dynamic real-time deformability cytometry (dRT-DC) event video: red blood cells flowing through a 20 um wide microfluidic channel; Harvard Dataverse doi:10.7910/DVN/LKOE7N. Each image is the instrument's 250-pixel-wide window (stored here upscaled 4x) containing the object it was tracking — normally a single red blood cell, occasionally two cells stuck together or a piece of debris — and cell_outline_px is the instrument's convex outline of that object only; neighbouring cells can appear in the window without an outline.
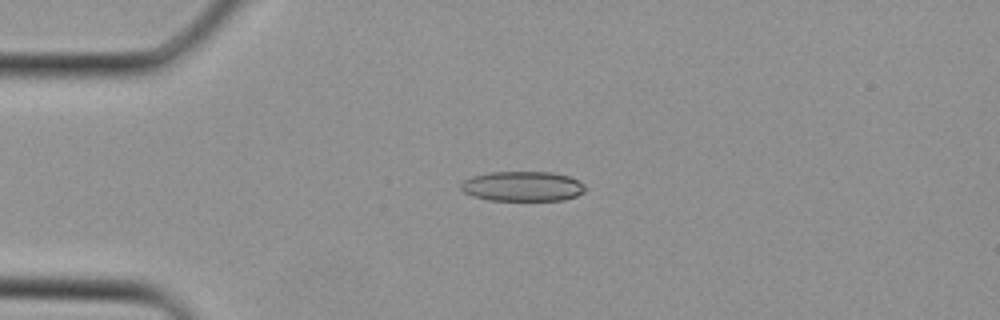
{"species": "Egyptian fruit bat (a non-hibernating species)", "species_latin": "Rousettus aegyptiacus", "temperature_condition": "cold", "stored_images_in_passage": 35, "camera_frame_rate_fps": 3000, "um_per_image_px": 0.085, "animal": {"sex": "female"}, "frame": {"image": 1, "passage_image": 8, "time_ms": 2.333, "image_size_px": [1000, 320], "cell_outline_px": [[588, 188], [584, 192], [576, 196], [564, 200], [488, 200], [472, 196], [464, 192], [460, 188], [460, 184], [464, 180], [472, 176], [492, 172], [552, 172], [568, 176], [584, 184]], "centroid_in_image_um": [44.42, 15.84], "position_along_channel_um": 40.6, "area_um2": 21.73}}
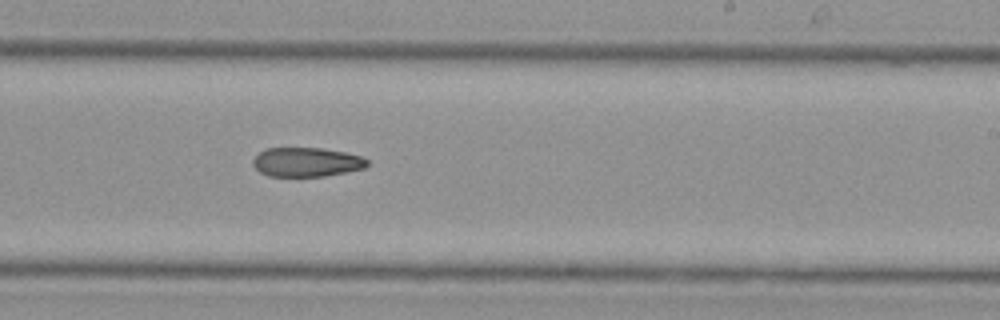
{"frame": {"image": 2, "passage_image": 21, "time_ms": 6.667, "image_size_px": [1000, 320], "cell_outline_px": [[368, 164], [364, 168], [324, 176], [268, 176], [260, 172], [252, 164], [252, 160], [260, 152], [268, 148], [324, 148], [344, 152], [360, 156], [368, 160]], "centroid_in_image_um": [26.04, 13.77], "position_along_channel_um": 263.0, "area_um2": 19.31}}
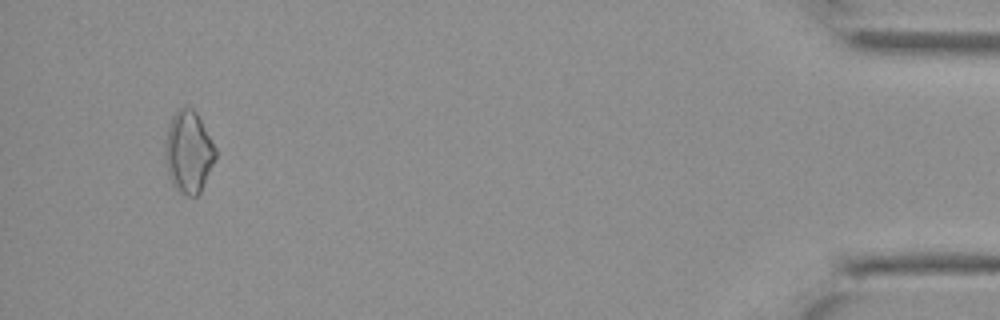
{"frame": {"image": 3, "passage_image": 33, "time_ms": 10.667, "image_size_px": [1000, 320], "cell_outline_px": [[216, 156], [200, 192], [196, 196], [188, 196], [180, 192], [172, 180], [168, 172], [164, 152], [164, 148], [168, 124], [172, 116], [180, 108], [192, 108], [196, 112], [216, 148]], "centroid_in_image_um": [16.02, 12.89], "position_along_channel_um": 419.2, "area_um2": 23.58}}